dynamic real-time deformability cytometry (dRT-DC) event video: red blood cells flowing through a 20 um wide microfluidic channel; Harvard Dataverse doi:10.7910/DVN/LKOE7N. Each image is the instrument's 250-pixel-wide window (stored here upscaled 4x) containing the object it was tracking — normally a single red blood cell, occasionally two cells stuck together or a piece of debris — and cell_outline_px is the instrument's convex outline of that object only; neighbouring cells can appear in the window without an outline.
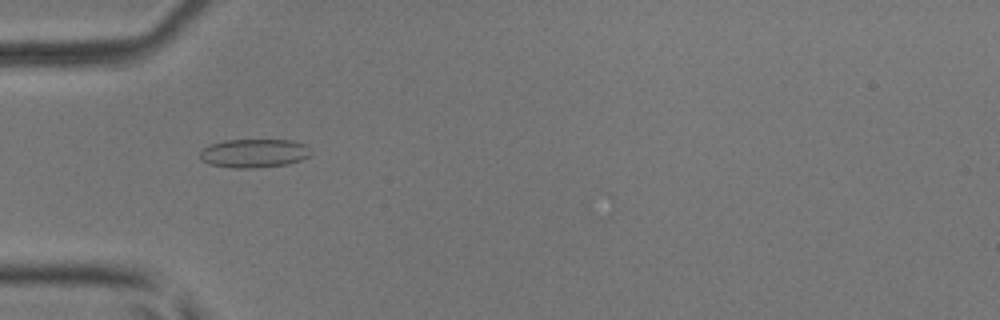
{"species": "common noctule bat (a hibernating species)", "species_latin": "Nyctalus noctula", "temperature_condition": "room temperature", "stored_images_in_passage": 5, "camera_frame_rate_fps": 3000, "um_per_image_px": 0.085, "animal": {"sex": "male", "body_mass_g": 17.9, "forearm_length_mm": 54.2}, "frame": {"image": 1, "passage_image": 3, "time_ms": 0.667, "image_size_px": [1000, 320], "cell_outline_px": [[312, 152], [308, 156], [300, 160], [288, 164], [252, 168], [232, 168], [208, 164], [200, 160], [200, 152], [208, 144], [224, 140], [292, 140], [304, 144]], "centroid_in_image_um": [21.55, 13.02], "position_along_channel_um": 63.5, "area_um2": 18.61}}
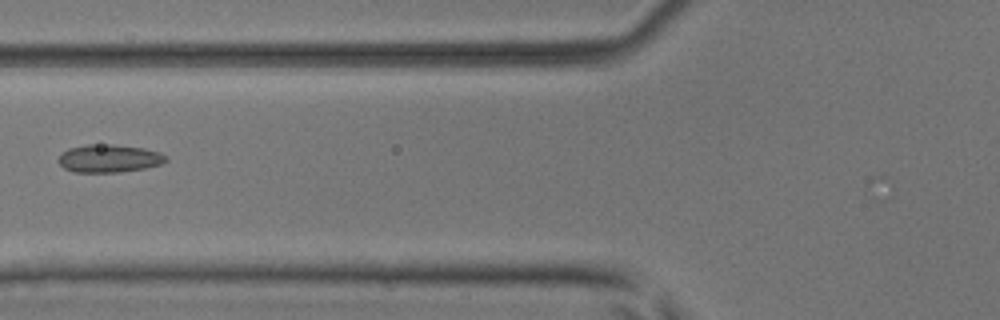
{"frame": {"image": 2, "passage_image": 4, "time_ms": 1.0, "image_size_px": [1000, 320], "cell_outline_px": [[168, 160], [160, 164], [144, 168], [120, 172], [72, 172], [64, 168], [56, 160], [60, 152], [68, 148], [88, 144], [112, 144], [144, 148], [160, 152], [168, 156]], "centroid_in_image_um": [9.24, 13.46], "position_along_channel_um": 116.6, "area_um2": 17.74}}
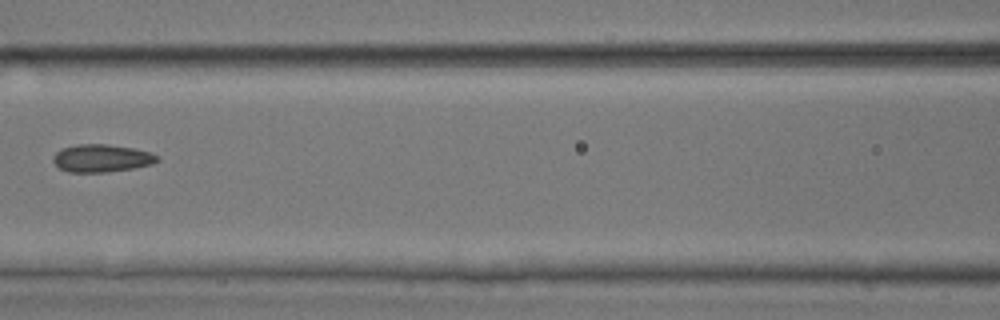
{"frame": {"image": 3, "passage_image": 5, "time_ms": 1.333, "image_size_px": [1000, 320], "cell_outline_px": [[160, 160], [152, 164], [132, 168], [108, 172], [68, 172], [60, 168], [52, 160], [52, 156], [60, 148], [80, 144], [108, 144], [132, 148], [152, 152], [160, 156]], "centroid_in_image_um": [8.65, 13.44], "position_along_channel_um": 157.9, "area_um2": 16.94}}